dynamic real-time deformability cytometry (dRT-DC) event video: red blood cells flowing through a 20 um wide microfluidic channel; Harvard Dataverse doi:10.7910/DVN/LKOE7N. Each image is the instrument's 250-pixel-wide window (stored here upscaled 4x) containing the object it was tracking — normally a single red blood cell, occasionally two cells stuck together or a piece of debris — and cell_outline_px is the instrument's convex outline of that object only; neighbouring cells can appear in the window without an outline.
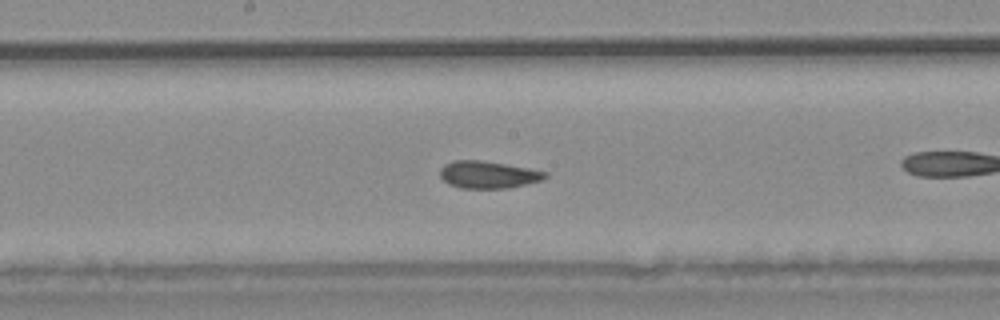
{"species": "common noctule bat (a hibernating species)", "species_latin": "Nyctalus noctula", "temperature_condition": "warm", "stored_images_in_passage": 18, "camera_frame_rate_fps": 3000, "um_per_image_px": 0.085, "animal": {"sex": "male", "body_mass_g": 20.4}, "frame": {"image": 1, "passage_image": 8, "time_ms": 2.333, "image_size_px": [1000, 320], "cell_outline_px": [[548, 176], [540, 180], [508, 188], [460, 188], [448, 184], [440, 176], [440, 168], [444, 164], [452, 160], [480, 160], [528, 168], [548, 172]], "centroid_in_image_um": [41.45, 14.84], "position_along_channel_um": 206.8, "area_um2": 16.59}}